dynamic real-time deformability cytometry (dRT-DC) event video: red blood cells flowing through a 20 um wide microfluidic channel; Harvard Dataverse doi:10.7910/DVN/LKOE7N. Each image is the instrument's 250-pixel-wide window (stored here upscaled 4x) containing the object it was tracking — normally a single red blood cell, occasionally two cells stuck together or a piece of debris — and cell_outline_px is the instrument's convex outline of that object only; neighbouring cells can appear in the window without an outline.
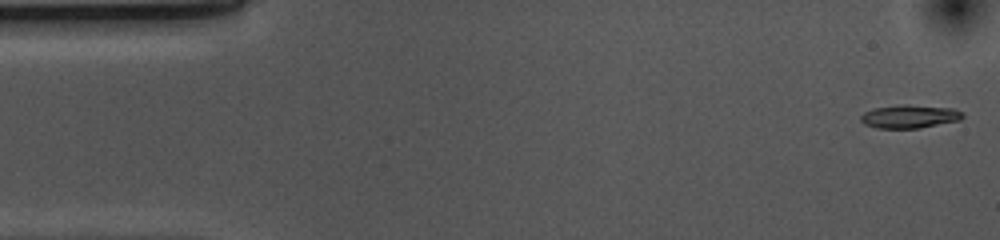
{"species": "common noctule bat (a hibernating species)", "species_latin": "Nyctalus noctula", "temperature_condition": "cold", "stored_images_in_passage": 53, "camera_frame_rate_fps": 3000, "um_per_image_px": 0.085, "animal": {"sex": "female", "body_mass_g": 10.0, "forearm_length_mm": 53.1}, "frame": {"image": 1, "passage_image": 1, "time_ms": 0.0, "image_size_px": [1000, 240], "cell_outline_px": [[964, 116], [960, 120], [920, 128], [876, 128], [864, 124], [860, 120], [860, 116], [864, 112], [872, 108], [900, 104], [908, 104], [956, 108], [964, 112]], "centroid_in_image_um": [77.33, 9.88], "position_along_channel_um": 7.7, "area_um2": 14.16}}
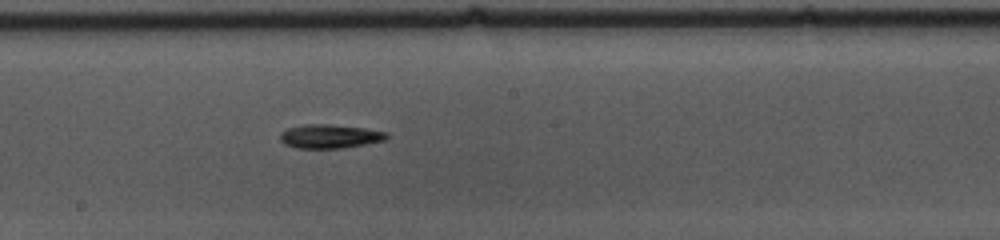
{"frame": {"image": 2, "passage_image": 27, "time_ms": 8.667, "image_size_px": [1000, 240], "cell_outline_px": [[388, 136], [384, 140], [344, 148], [296, 148], [284, 144], [280, 140], [280, 132], [288, 128], [304, 124], [328, 124], [364, 128], [388, 132]], "centroid_in_image_um": [28.0, 11.58], "position_along_channel_um": 220.2, "area_um2": 14.8}}
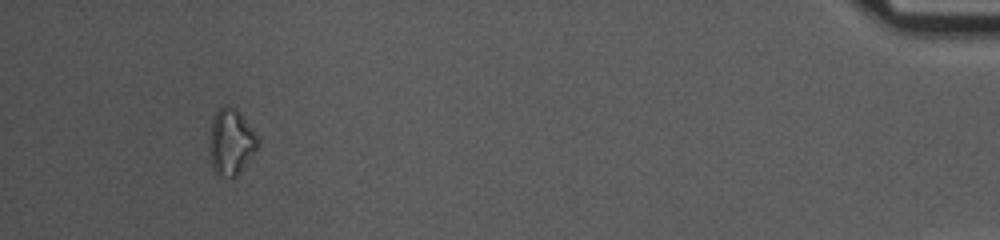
{"frame": {"image": 3, "passage_image": 49, "time_ms": 16.0, "image_size_px": [1000, 240], "cell_outline_px": [[260, 140], [252, 156], [240, 172], [232, 180], [216, 176], [212, 168], [208, 148], [208, 144], [212, 120], [216, 112], [224, 104], [228, 104], [244, 120]], "centroid_in_image_um": [19.58, 12.16], "position_along_channel_um": 415.6, "area_um2": 18.67}, "authors_computed_cell_mechanics": {"area_um2": 13.9876, "velocity_mm_per_s": 3.7104, "shape_relaxation_time_tau1_ms": 6.1553, "shape_relaxation_time_tau2_ms": null, "deformation_change_tau1": 0.152, "deformation_change_tau2": null}}